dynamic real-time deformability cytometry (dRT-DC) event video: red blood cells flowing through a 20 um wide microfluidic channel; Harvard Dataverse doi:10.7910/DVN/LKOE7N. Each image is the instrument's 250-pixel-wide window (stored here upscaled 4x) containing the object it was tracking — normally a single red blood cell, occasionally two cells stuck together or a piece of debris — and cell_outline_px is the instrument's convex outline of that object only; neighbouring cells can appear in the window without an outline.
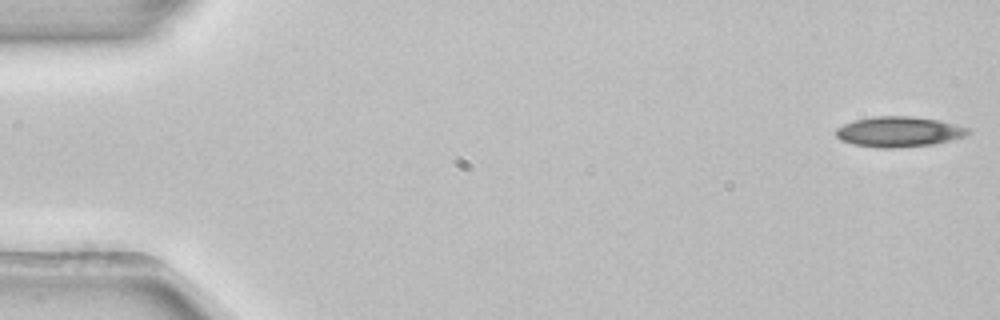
{"species": "common noctule bat (a hibernating species)", "species_latin": "Nyctalus noctula", "temperature_condition": "room temperature", "stored_images_in_passage": 52, "camera_frame_rate_fps": 3000, "um_per_image_px": 0.085, "animal": {"sex": "female", "body_mass_g": 22.7, "forearm_length_mm": 54.2}, "frame": {"image": 1, "passage_image": 1, "time_ms": 0.0, "image_size_px": [1000, 320], "cell_outline_px": [[972, 132], [964, 136], [932, 144], [900, 148], [880, 148], [852, 144], [840, 140], [836, 136], [836, 128], [844, 124], [856, 120], [872, 116], [912, 116], [940, 120], [972, 128]], "centroid_in_image_um": [76.42, 11.19], "position_along_channel_um": 8.6, "area_um2": 23.52}}
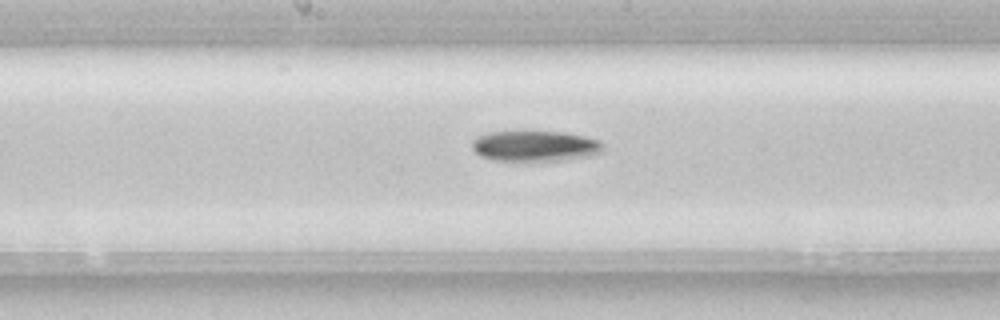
{"frame": {"image": 2, "passage_image": 27, "time_ms": 8.667, "image_size_px": [1000, 320], "cell_outline_px": [[604, 152], [592, 156], [540, 164], [524, 164], [492, 160], [480, 156], [472, 148], [472, 140], [476, 136], [488, 132], [564, 132], [584, 136], [600, 140], [604, 144]], "centroid_in_image_um": [45.5, 12.48], "position_along_channel_um": 202.7, "area_um2": 24.85}}
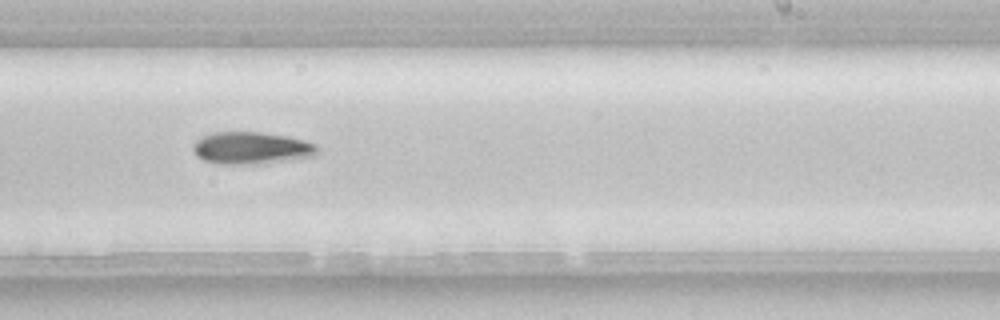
{"frame": {"image": 3, "passage_image": 32, "time_ms": 10.333, "image_size_px": [1000, 320], "cell_outline_px": [[316, 152], [312, 156], [256, 164], [216, 164], [204, 160], [196, 156], [192, 148], [192, 144], [196, 140], [204, 136], [216, 132], [260, 132], [288, 136], [304, 140], [316, 144]], "centroid_in_image_um": [21.3, 12.58], "position_along_channel_um": 267.7, "area_um2": 23.12}, "authors_computed_cell_mechanics": {"area_um2": 23.0044, "velocity_mm_per_s": 3.9158, "shape_relaxation_time_tau1_ms": 4.0728, "shape_relaxation_time_tau2_ms": null, "deformation_change_tau1": 0.1116, "deformation_change_tau2": null}}